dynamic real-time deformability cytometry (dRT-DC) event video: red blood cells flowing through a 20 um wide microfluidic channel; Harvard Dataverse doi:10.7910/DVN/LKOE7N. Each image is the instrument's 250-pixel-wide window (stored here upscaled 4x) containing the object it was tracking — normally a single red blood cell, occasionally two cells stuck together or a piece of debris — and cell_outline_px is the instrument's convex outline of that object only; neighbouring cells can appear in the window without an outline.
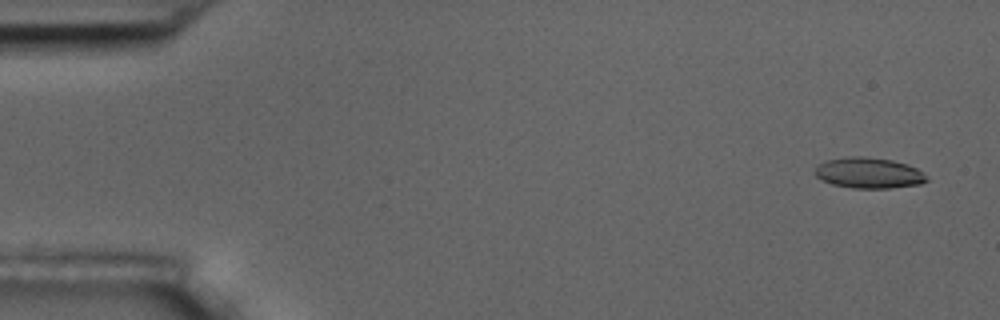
{"species": "common noctule bat (a hibernating species)", "species_latin": "Nyctalus noctula", "temperature_condition": "room temperature", "stored_images_in_passage": 12, "camera_frame_rate_fps": 3000, "um_per_image_px": 0.085, "animal": {"sex": "male", "body_mass_g": 17.5, "forearm_length_mm": 52.3}, "frame": {"image": 1, "passage_image": 1, "time_ms": 0.0, "image_size_px": [1000, 320], "cell_outline_px": [[928, 180], [920, 184], [888, 188], [852, 188], [832, 184], [816, 176], [816, 168], [824, 160], [848, 156], [864, 156], [892, 160], [908, 164], [924, 172]], "centroid_in_image_um": [73.87, 14.69], "position_along_channel_um": 11.1, "area_um2": 20.0}}